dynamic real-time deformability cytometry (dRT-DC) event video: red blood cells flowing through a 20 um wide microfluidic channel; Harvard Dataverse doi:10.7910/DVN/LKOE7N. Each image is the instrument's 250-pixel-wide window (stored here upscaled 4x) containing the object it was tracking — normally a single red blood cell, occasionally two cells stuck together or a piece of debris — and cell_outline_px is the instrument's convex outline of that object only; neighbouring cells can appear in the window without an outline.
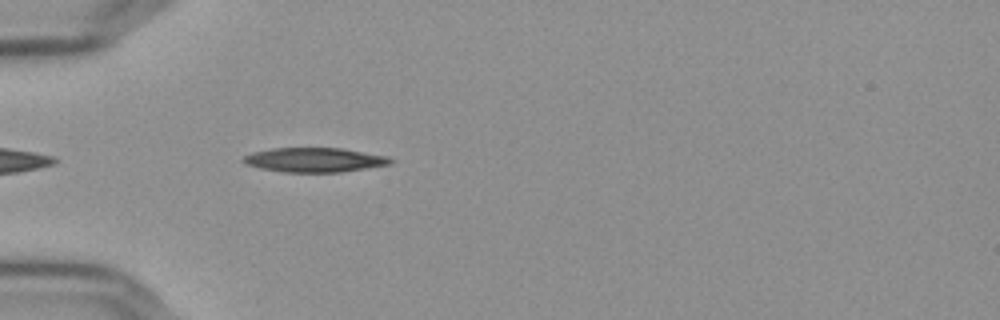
{"species": "Egyptian fruit bat (a non-hibernating species)", "species_latin": "Rousettus aegyptiacus", "temperature_condition": "cold", "stored_images_in_passage": 41, "camera_frame_rate_fps": 3000, "um_per_image_px": 0.085, "frame": {"image": 1, "passage_image": 3, "time_ms": 0.667, "image_size_px": [1000, 320], "cell_outline_px": [[396, 160], [392, 164], [340, 172], [284, 172], [260, 168], [244, 164], [240, 160], [244, 156], [252, 152], [272, 148], [340, 148], [388, 156]], "centroid_in_image_um": [26.72, 13.59], "position_along_channel_um": 58.3, "area_um2": 21.04}}
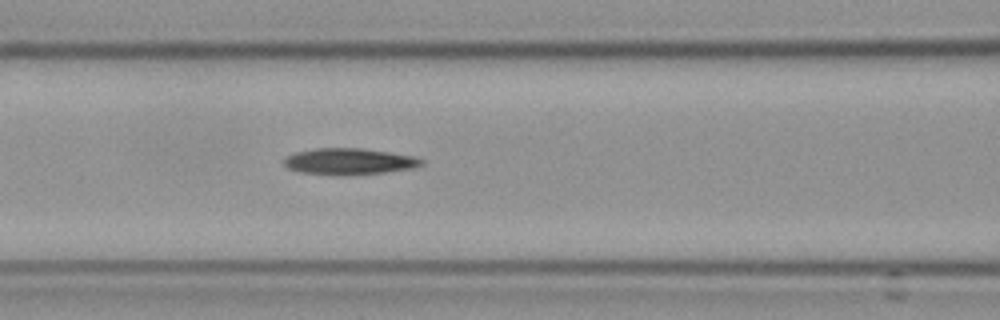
{"frame": {"image": 2, "passage_image": 10, "time_ms": 3.0, "image_size_px": [1000, 320], "cell_outline_px": [[424, 164], [412, 168], [384, 172], [344, 176], [300, 172], [288, 168], [284, 164], [284, 160], [288, 156], [296, 152], [316, 148], [360, 148], [388, 152], [412, 156], [424, 160]], "centroid_in_image_um": [29.67, 13.73], "position_along_channel_um": 136.9, "area_um2": 20.98}}
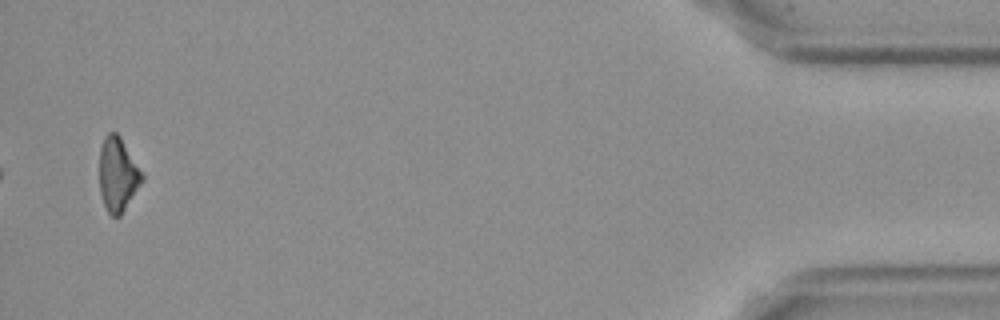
{"frame": {"image": 3, "passage_image": 40, "time_ms": 13.0, "image_size_px": [1000, 320], "cell_outline_px": [[144, 180], [120, 216], [112, 216], [108, 212], [104, 204], [100, 192], [100, 148], [104, 136], [108, 132], [116, 132], [120, 136], [144, 176]], "centroid_in_image_um": [10.01, 14.82], "position_along_channel_um": 425.2, "area_um2": 18.21}, "authors_computed_cell_mechanics": {"area_um2": 20.5768, "velocity_mm_per_s": 3.6582, "shape_relaxation_time_tau1_ms": 4.9972, "shape_relaxation_time_tau2_ms": null, "deformation_change_tau1": 0.1388, "deformation_change_tau2": null}}